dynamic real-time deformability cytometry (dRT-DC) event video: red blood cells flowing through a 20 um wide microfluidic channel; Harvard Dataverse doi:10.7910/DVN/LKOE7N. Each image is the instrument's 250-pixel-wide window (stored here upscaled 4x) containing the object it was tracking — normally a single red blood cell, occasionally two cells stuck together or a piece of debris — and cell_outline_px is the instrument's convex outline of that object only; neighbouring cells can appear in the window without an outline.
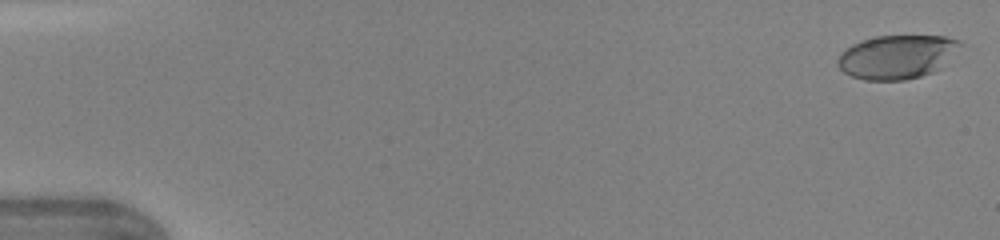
{"species": "human", "species_latin": "Homo sapiens", "temperature_condition": "warm", "stored_images_in_passage": 46, "camera_frame_rate_fps": 3000, "um_per_image_px": 0.085, "donor": {"sex": "female"}, "frame": {"image": 1, "passage_image": 1, "time_ms": 0.0, "image_size_px": [1000, 240], "cell_outline_px": [[964, 44], [932, 72], [920, 76], [904, 80], [864, 80], [852, 76], [844, 72], [836, 64], [836, 60], [840, 52], [852, 44], [876, 36], [944, 36], [960, 40]], "centroid_in_image_um": [76.19, 4.82], "position_along_channel_um": 8.8, "area_um2": 30.92}}
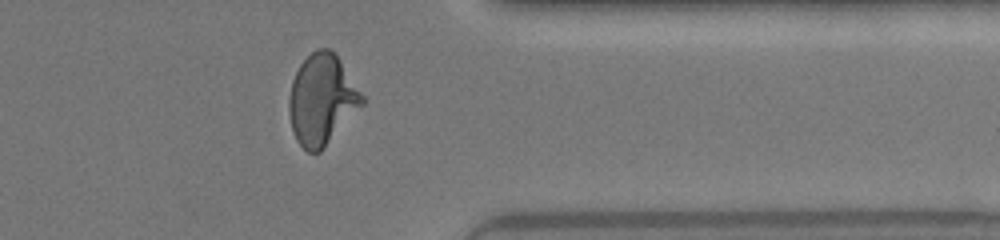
{"frame": {"image": 2, "passage_image": 38, "time_ms": 12.333, "image_size_px": [1000, 240], "cell_outline_px": [[364, 104], [324, 148], [320, 152], [308, 152], [296, 140], [292, 128], [288, 112], [288, 100], [292, 80], [300, 64], [316, 48], [328, 48], [336, 56], [364, 96]], "centroid_in_image_um": [27.34, 8.49], "position_along_channel_um": 384.1, "area_um2": 38.15}}
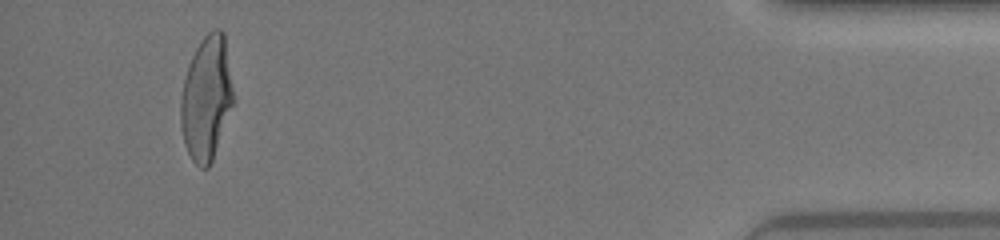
{"frame": {"image": 3, "passage_image": 44, "time_ms": 14.333, "image_size_px": [1000, 240], "cell_outline_px": [[232, 104], [212, 160], [208, 168], [200, 168], [192, 160], [184, 144], [180, 128], [180, 96], [184, 76], [188, 64], [196, 48], [204, 36], [212, 28], [220, 28], [224, 32], [232, 88]], "centroid_in_image_um": [17.5, 8.33], "position_along_channel_um": 417.7, "area_um2": 37.74}, "authors_computed_cell_mechanics": {"area_um2": 36.703, "velocity_mm_per_s": 4.3833, "shape_relaxation_time_tau1_ms": 4.0451, "shape_relaxation_time_tau2_ms": null, "deformation_change_tau1": 0.2133, "deformation_change_tau2": null}}